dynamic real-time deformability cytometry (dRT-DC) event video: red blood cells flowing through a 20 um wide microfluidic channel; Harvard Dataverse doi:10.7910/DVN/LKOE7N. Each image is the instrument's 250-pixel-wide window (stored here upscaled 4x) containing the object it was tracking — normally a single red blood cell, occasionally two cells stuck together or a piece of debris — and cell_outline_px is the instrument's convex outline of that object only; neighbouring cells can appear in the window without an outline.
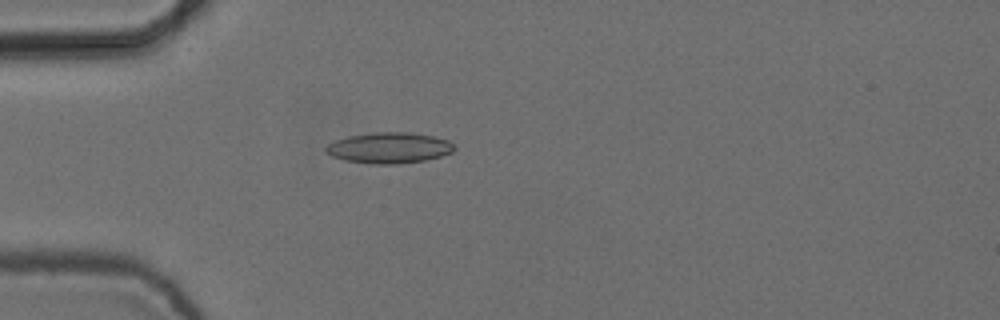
{"species": "common noctule bat (a hibernating species)", "species_latin": "Nyctalus noctula", "temperature_condition": "cold", "stored_images_in_passage": 3, "camera_frame_rate_fps": 3000, "um_per_image_px": 0.085, "animal": {"sex": "female", "body_mass_g": 24.6, "forearm_length_mm": 56.2}, "frame": {"image": 1, "passage_image": 3, "time_ms": 0.667, "image_size_px": [1000, 320], "cell_outline_px": [[456, 148], [452, 152], [440, 156], [424, 160], [400, 164], [376, 164], [344, 160], [332, 156], [324, 152], [324, 148], [328, 144], [336, 140], [348, 136], [372, 132], [412, 132], [432, 136], [448, 140]], "centroid_in_image_um": [33.05, 12.56], "position_along_channel_um": 51.9, "area_um2": 23.12}}